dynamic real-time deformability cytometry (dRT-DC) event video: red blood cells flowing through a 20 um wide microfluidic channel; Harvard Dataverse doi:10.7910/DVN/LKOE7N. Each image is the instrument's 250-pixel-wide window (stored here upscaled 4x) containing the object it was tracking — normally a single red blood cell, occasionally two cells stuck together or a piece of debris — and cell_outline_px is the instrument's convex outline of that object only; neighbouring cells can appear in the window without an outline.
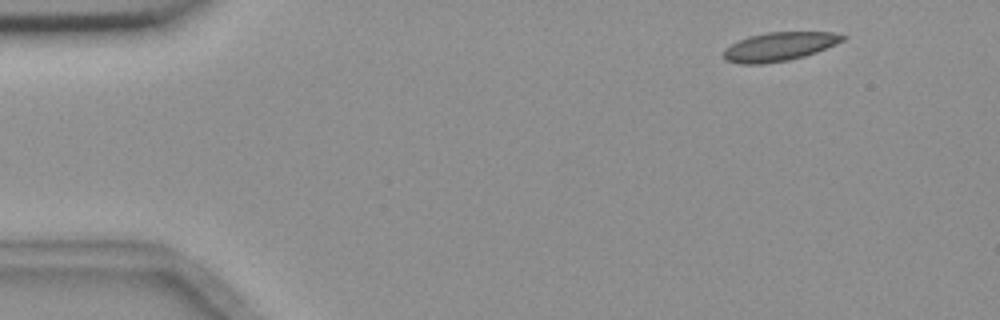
{"species": "common noctule bat (a hibernating species)", "species_latin": "Nyctalus noctula", "temperature_condition": "room temperature", "stored_images_in_passage": 4, "camera_frame_rate_fps": 3000, "um_per_image_px": 0.085, "animal": {"sex": "female", "body_mass_g": 18.4}, "frame": {"image": 1, "passage_image": 1, "time_ms": 0.0, "image_size_px": [1000, 320], "cell_outline_px": [[848, 36], [844, 40], [836, 44], [816, 52], [804, 56], [788, 60], [764, 64], [740, 64], [724, 60], [724, 48], [748, 36], [768, 32], [832, 32]], "centroid_in_image_um": [66.23, 3.96], "position_along_channel_um": 18.8, "area_um2": 19.94}}
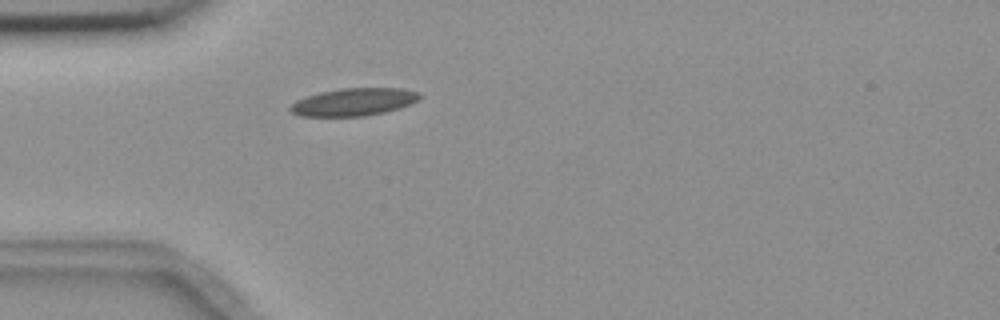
{"frame": {"image": 2, "passage_image": 4, "time_ms": 3.333, "image_size_px": [1000, 320], "cell_outline_px": [[424, 96], [400, 108], [384, 112], [364, 116], [300, 116], [292, 112], [288, 108], [296, 100], [320, 92], [340, 88], [400, 88], [420, 92]], "centroid_in_image_um": [30.08, 8.66], "position_along_channel_um": 54.9, "area_um2": 20.75}}